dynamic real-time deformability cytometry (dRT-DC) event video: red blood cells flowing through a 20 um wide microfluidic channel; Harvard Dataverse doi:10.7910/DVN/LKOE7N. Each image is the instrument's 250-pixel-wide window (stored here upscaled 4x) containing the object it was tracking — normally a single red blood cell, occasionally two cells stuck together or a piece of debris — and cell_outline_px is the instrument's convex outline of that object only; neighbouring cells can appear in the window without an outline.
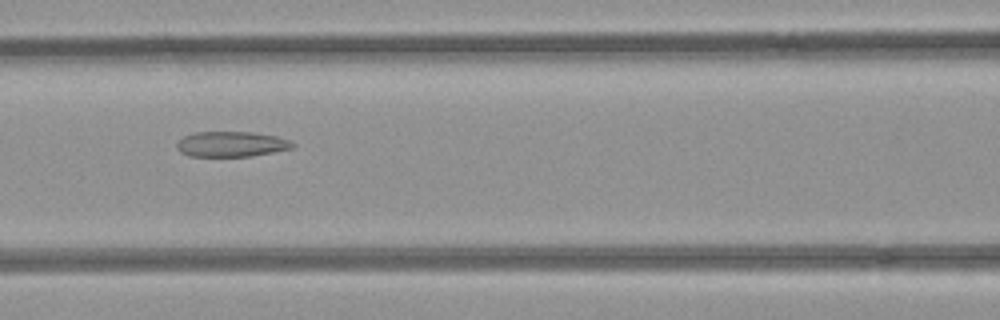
{"species": "common noctule bat (a hibernating species)", "species_latin": "Nyctalus noctula", "temperature_condition": "room temperature", "stored_images_in_passage": 5, "camera_frame_rate_fps": 3000, "um_per_image_px": 0.085, "animal": {"sex": "female", "body_mass_g": 21.9}, "frame": {"image": 1, "passage_image": 4, "time_ms": 1.0, "image_size_px": [1000, 320], "cell_outline_px": [[296, 144], [292, 148], [252, 156], [188, 156], [180, 152], [176, 148], [176, 144], [184, 136], [196, 132], [252, 132], [276, 136], [292, 140]], "centroid_in_image_um": [19.68, 12.25], "position_along_channel_um": 146.9, "area_um2": 17.11}}
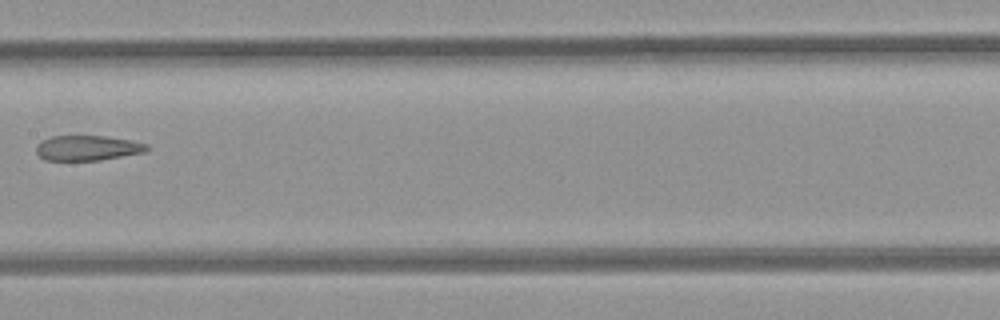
{"frame": {"image": 2, "passage_image": 5, "time_ms": 1.333, "image_size_px": [1000, 320], "cell_outline_px": [[148, 148], [144, 152], [100, 160], [44, 160], [36, 152], [36, 144], [40, 140], [52, 136], [108, 136], [132, 140], [148, 144]], "centroid_in_image_um": [7.41, 12.57], "position_along_channel_um": 200.0, "area_um2": 16.24}}